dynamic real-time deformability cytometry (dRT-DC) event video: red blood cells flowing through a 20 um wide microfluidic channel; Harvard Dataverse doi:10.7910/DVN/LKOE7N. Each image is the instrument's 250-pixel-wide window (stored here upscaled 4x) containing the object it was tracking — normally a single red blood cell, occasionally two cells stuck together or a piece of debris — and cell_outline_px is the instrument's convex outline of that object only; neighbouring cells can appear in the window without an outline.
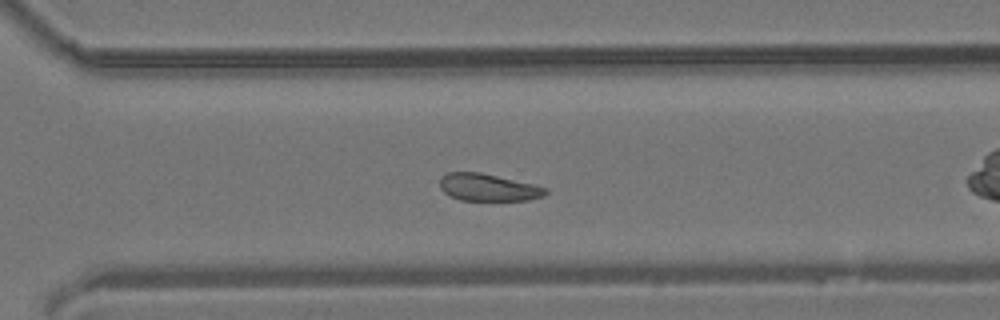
{"species": "common noctule bat (a hibernating species)", "species_latin": "Nyctalus noctula", "temperature_condition": "room temperature", "stored_images_in_passage": 32, "segment_of_instrument_passage": [2, 2], "camera_frame_rate_fps": 3000, "um_per_image_px": 0.085, "animal": {"sex": "male", "body_mass_g": 19.2, "forearm_length_mm": 51.8}, "frame": {"image": 1, "passage_image": 18, "time_ms": 5.667, "image_size_px": [1000, 320], "cell_outline_px": [[548, 192], [544, 196], [528, 200], [460, 200], [444, 192], [440, 188], [440, 176], [448, 172], [480, 172], [536, 184], [548, 188]], "centroid_in_image_um": [41.52, 15.92], "position_along_channel_um": 329.1, "area_um2": 16.94}}
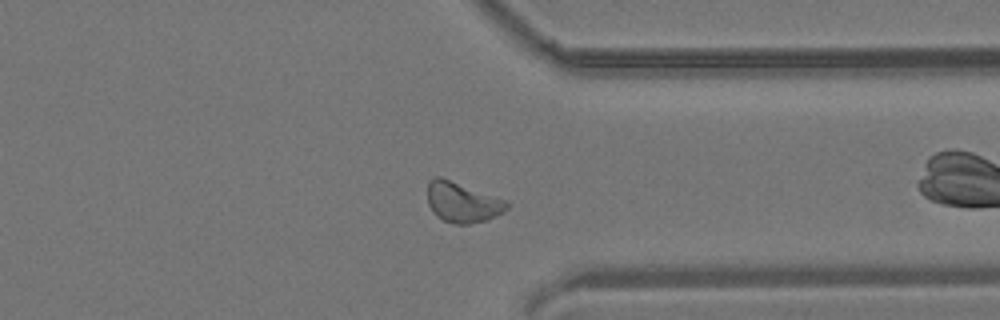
{"frame": {"image": 2, "passage_image": 21, "time_ms": 6.667, "image_size_px": [1000, 320], "cell_outline_px": [[508, 208], [504, 212], [488, 220], [468, 224], [456, 224], [444, 220], [436, 216], [432, 212], [428, 204], [428, 180], [436, 176], [440, 176], [504, 200], [508, 204]], "centroid_in_image_um": [39.27, 17.2], "position_along_channel_um": 372.1, "area_um2": 18.44}}